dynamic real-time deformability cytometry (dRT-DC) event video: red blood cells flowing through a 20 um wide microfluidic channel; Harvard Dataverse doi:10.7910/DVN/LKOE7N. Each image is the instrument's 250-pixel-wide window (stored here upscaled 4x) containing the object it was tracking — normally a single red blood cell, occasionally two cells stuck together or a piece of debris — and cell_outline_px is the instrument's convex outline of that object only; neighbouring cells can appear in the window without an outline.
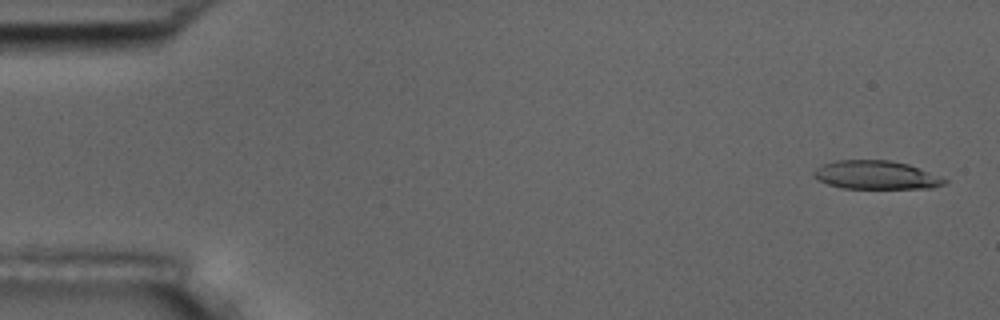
{"species": "common noctule bat (a hibernating species)", "species_latin": "Nyctalus noctula", "temperature_condition": "room temperature", "stored_images_in_passage": 5, "camera_frame_rate_fps": 3000, "um_per_image_px": 0.085, "animal": {"sex": "male", "body_mass_g": 17.5, "forearm_length_mm": 52.3}, "frame": {"image": 1, "passage_image": 1, "time_ms": 0.0, "image_size_px": [1000, 320], "cell_outline_px": [[948, 184], [932, 188], [844, 188], [828, 184], [816, 180], [812, 176], [812, 172], [816, 168], [824, 164], [836, 160], [888, 160], [908, 164], [948, 180]], "centroid_in_image_um": [74.44, 14.88], "position_along_channel_um": 10.6, "area_um2": 21.68}}
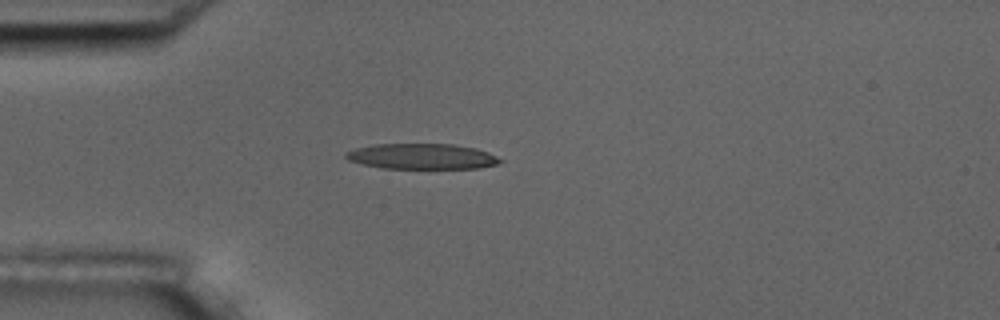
{"frame": {"image": 2, "passage_image": 4, "time_ms": 1.0, "image_size_px": [1000, 320], "cell_outline_px": [[504, 160], [500, 164], [480, 168], [380, 168], [348, 160], [344, 156], [344, 152], [356, 148], [372, 144], [452, 144], [476, 148], [488, 152]], "centroid_in_image_um": [35.88, 13.29], "position_along_channel_um": 49.1, "area_um2": 23.06}}